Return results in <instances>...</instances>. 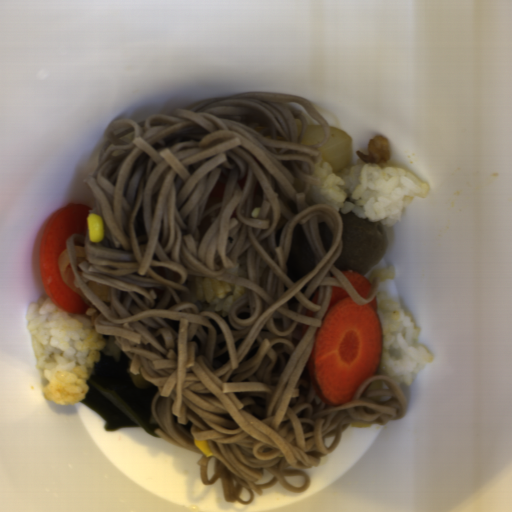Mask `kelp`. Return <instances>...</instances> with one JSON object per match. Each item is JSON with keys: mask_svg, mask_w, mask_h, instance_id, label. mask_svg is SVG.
Listing matches in <instances>:
<instances>
[{"mask_svg": "<svg viewBox=\"0 0 512 512\" xmlns=\"http://www.w3.org/2000/svg\"><path fill=\"white\" fill-rule=\"evenodd\" d=\"M129 363L122 350L118 358L102 354L88 376L89 388L79 403L106 420L105 430L141 427L150 435L160 437L151 410L158 389L154 385L136 387L128 373Z\"/></svg>", "mask_w": 512, "mask_h": 512, "instance_id": "obj_1", "label": "kelp"}]
</instances>
